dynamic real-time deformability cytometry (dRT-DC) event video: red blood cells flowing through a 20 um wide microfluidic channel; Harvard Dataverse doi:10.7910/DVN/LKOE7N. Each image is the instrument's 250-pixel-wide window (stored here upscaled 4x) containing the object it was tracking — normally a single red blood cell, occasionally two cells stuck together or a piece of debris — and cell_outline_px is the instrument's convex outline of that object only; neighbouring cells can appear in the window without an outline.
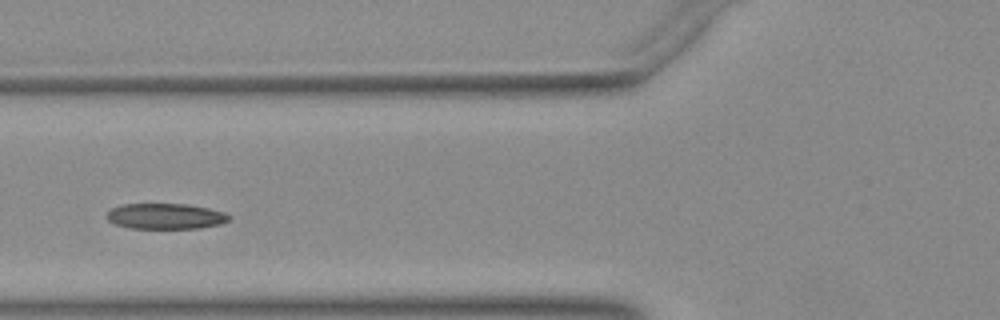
{"species": "Egyptian fruit bat (a non-hibernating species)", "species_latin": "Rousettus aegyptiacus", "temperature_condition": "warm", "stored_images_in_passage": 20, "camera_frame_rate_fps": 3000, "um_per_image_px": 0.085, "animal": {"sex": "female"}, "frame": {"image": 1, "passage_image": 12, "time_ms": 3.667, "image_size_px": [1000, 320], "cell_outline_px": [[232, 216], [228, 220], [220, 224], [200, 228], [132, 228], [112, 224], [104, 216], [112, 208], [120, 204], [188, 204], [208, 208], [224, 212]], "centroid_in_image_um": [14.04, 18.37], "position_along_channel_um": 111.8, "area_um2": 18.38}}
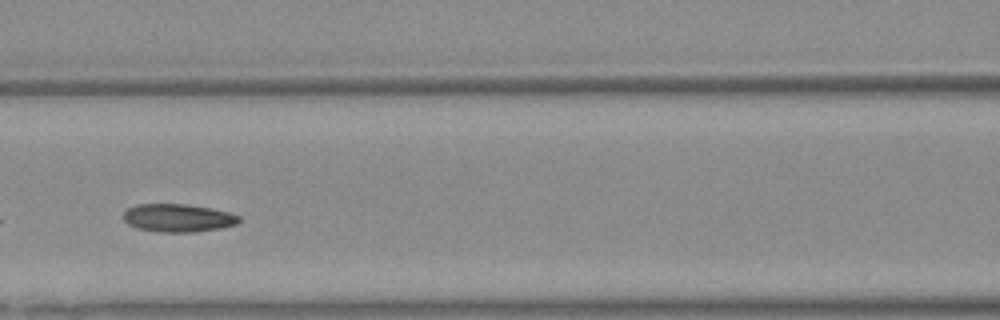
{"frame": {"image": 2, "passage_image": 15, "time_ms": 4.667, "image_size_px": [1000, 320], "cell_outline_px": [[240, 220], [236, 224], [220, 228], [196, 232], [160, 232], [136, 228], [128, 224], [124, 220], [124, 212], [128, 208], [136, 204], [184, 204], [208, 208], [228, 212], [240, 216]], "centroid_in_image_um": [15.11, 18.53], "position_along_channel_um": 151.5, "area_um2": 18.79}}